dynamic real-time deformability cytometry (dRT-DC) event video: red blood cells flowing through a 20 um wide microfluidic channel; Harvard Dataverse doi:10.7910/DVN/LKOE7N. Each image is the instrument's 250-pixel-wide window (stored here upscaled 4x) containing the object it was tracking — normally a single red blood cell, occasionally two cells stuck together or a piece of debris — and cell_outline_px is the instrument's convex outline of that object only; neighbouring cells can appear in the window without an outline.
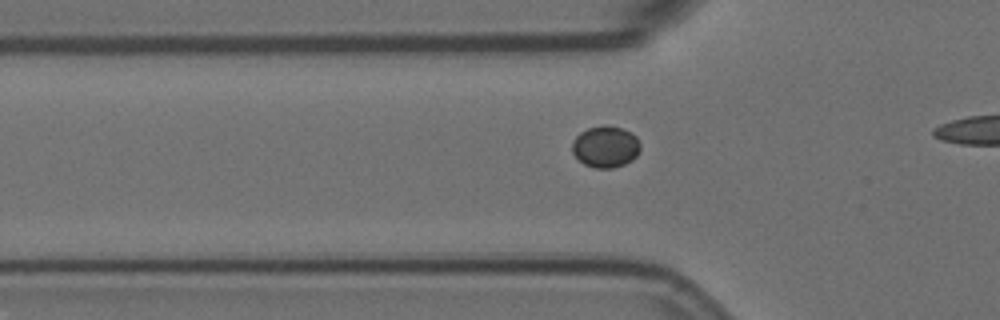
{"species": "Egyptian fruit bat (a non-hibernating species)", "species_latin": "Rousettus aegyptiacus", "temperature_condition": "room temperature", "stored_images_in_passage": 5, "camera_frame_rate_fps": 3000, "um_per_image_px": 0.085, "animal": {"sex": "female"}, "frame": {"image": 1, "passage_image": 2, "time_ms": 0.333, "image_size_px": [1000, 320], "cell_outline_px": [[640, 152], [632, 160], [624, 164], [612, 168], [596, 168], [584, 164], [572, 152], [572, 140], [580, 132], [588, 128], [604, 124], [608, 124], [632, 132], [636, 136], [640, 144]], "centroid_in_image_um": [51.48, 12.45], "position_along_channel_um": 74.3, "area_um2": 16.65}}